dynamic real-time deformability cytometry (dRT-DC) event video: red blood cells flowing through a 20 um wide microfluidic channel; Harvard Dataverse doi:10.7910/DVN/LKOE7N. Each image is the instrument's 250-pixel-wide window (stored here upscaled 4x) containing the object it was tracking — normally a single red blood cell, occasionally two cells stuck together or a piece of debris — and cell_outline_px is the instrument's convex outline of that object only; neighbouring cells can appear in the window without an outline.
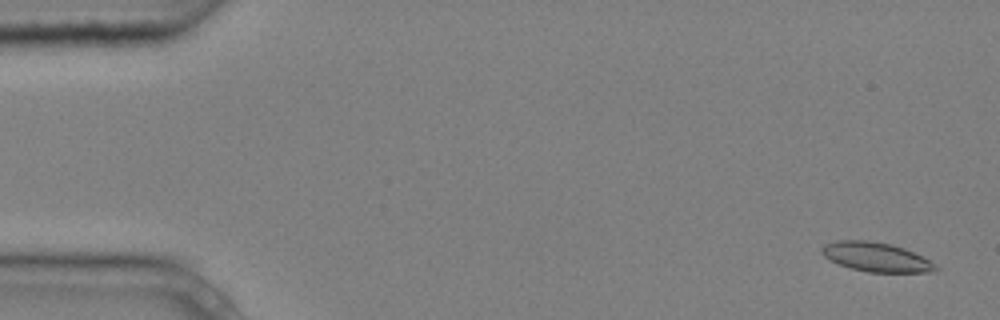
{"species": "common noctule bat (a hibernating species)", "species_latin": "Nyctalus noctula", "temperature_condition": "cold", "stored_images_in_passage": 5, "camera_frame_rate_fps": 3000, "um_per_image_px": 0.085, "animal": {"sex": "male", "body_mass_g": 20.4}, "frame": {"image": 1, "passage_image": 1, "time_ms": 0.0, "image_size_px": [1000, 320], "cell_outline_px": [[940, 268], [936, 272], [868, 272], [852, 268], [840, 264], [824, 256], [820, 252], [820, 248], [824, 244], [836, 240], [868, 240], [892, 244], [904, 248], [936, 264]], "centroid_in_image_um": [74.47, 21.84], "position_along_channel_um": 10.5, "area_um2": 19.36}}
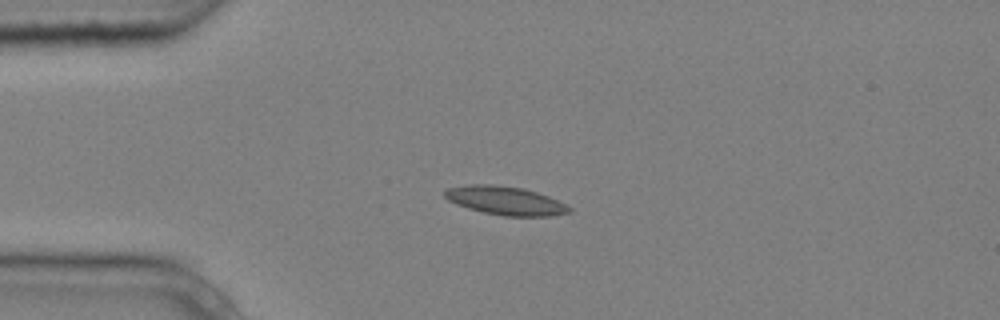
{"frame": {"image": 2, "passage_image": 4, "time_ms": 1.0, "image_size_px": [1000, 320], "cell_outline_px": [[572, 212], [552, 216], [504, 216], [484, 212], [468, 208], [456, 204], [448, 200], [444, 196], [444, 192], [448, 188], [468, 184], [492, 184], [524, 188], [548, 196], [572, 208]], "centroid_in_image_um": [42.95, 17.05], "position_along_channel_um": 42.0, "area_um2": 20.69}}